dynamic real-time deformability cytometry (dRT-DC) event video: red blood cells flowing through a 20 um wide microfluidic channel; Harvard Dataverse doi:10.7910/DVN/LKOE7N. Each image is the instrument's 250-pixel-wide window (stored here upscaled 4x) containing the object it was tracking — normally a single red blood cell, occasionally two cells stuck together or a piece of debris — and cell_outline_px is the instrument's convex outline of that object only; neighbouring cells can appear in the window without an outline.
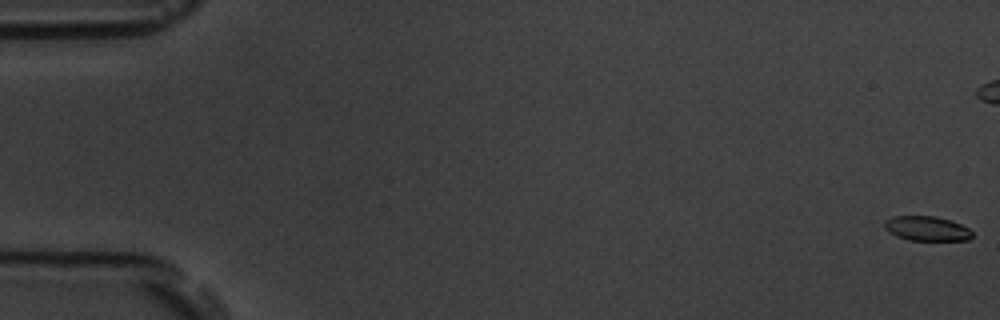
{"species": "common noctule bat (a hibernating species)", "species_latin": "Nyctalus noctula", "temperature_condition": "room temperature", "stored_images_in_passage": 58, "camera_frame_rate_fps": 3000, "um_per_image_px": 0.085, "animal": {"sex": "male", "body_mass_g": 19.5, "forearm_length_mm": 54.6}, "frame": {"image": 1, "passage_image": 1, "time_ms": 0.0, "image_size_px": [1000, 320], "cell_outline_px": [[972, 236], [968, 240], [908, 240], [896, 236], [888, 232], [884, 228], [884, 220], [892, 216], [936, 216], [952, 220], [968, 228], [972, 232]], "centroid_in_image_um": [78.75, 19.42], "position_along_channel_um": 6.3, "area_um2": 12.72}}
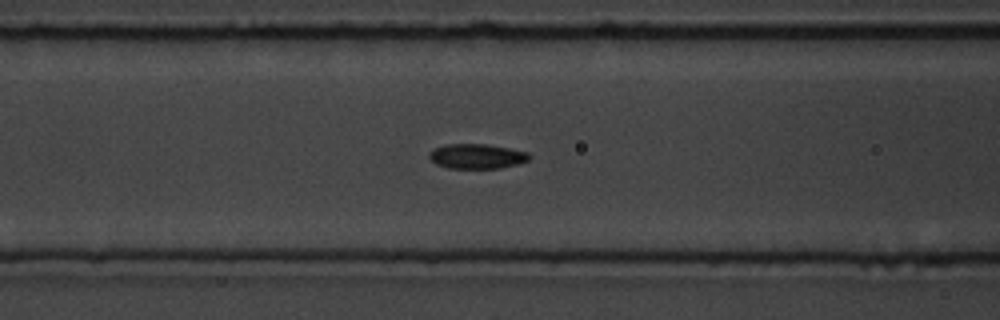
{"frame": {"image": 2, "passage_image": 24, "time_ms": 7.667, "image_size_px": [1000, 320], "cell_outline_px": [[532, 156], [528, 160], [516, 164], [500, 168], [448, 168], [436, 164], [428, 156], [428, 152], [436, 148], [448, 144], [484, 144], [508, 148], [528, 152]], "centroid_in_image_um": [40.53, 13.28], "position_along_channel_um": 126.1, "area_um2": 14.33}}
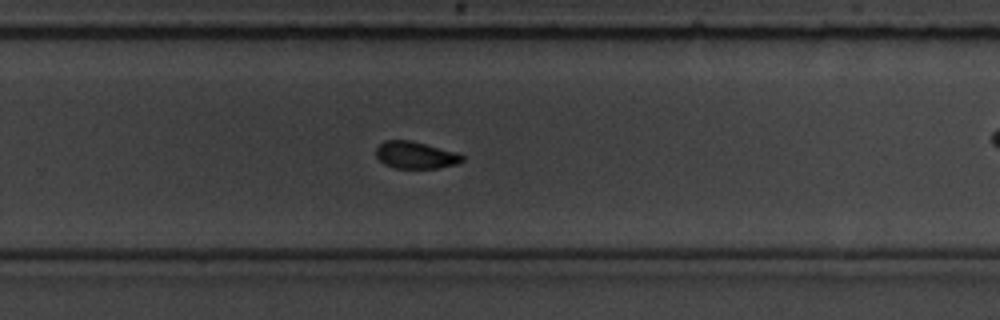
{"frame": {"image": 3, "passage_image": 38, "time_ms": 12.333, "image_size_px": [1000, 320], "cell_outline_px": [[464, 160], [456, 164], [436, 168], [396, 168], [384, 164], [376, 156], [376, 148], [384, 140], [408, 140], [456, 152], [464, 156]], "centroid_in_image_um": [35.3, 13.18], "position_along_channel_um": 294.5, "area_um2": 13.41}, "authors_computed_cell_mechanics": {"area_um2": 14.2766, "velocity_mm_per_s": 3.6225, "shape_relaxation_time_tau1_ms": 2.6, "shape_relaxation_time_tau2_ms": 2.3104, "deformation_change_tau1": 0.104, "deformation_change_tau2": 0.0556}}